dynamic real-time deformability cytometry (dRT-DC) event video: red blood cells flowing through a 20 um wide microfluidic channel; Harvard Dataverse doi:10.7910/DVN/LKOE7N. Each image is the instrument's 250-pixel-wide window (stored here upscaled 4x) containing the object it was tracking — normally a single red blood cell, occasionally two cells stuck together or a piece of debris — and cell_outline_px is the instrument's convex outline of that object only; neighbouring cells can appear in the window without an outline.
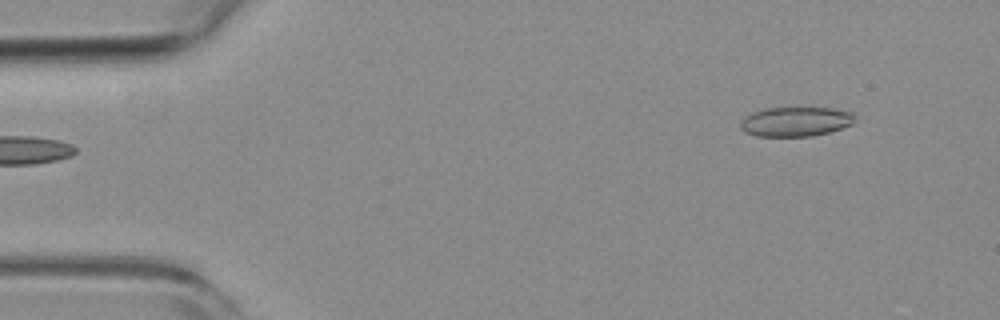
{"species": "common noctule bat (a hibernating species)", "species_latin": "Nyctalus noctula", "temperature_condition": "room temperature", "stored_images_in_passage": 49, "camera_frame_rate_fps": 3000, "um_per_image_px": 0.085, "animal": {"sex": "female", "body_mass_g": 19.3, "forearm_length_mm": 54.1}, "frame": {"image": 1, "passage_image": 1, "time_ms": 0.0, "image_size_px": [1000, 320], "cell_outline_px": [[856, 120], [852, 124], [828, 132], [812, 136], [756, 136], [744, 132], [740, 128], [740, 120], [744, 116], [752, 112], [764, 108], [832, 108], [852, 112]], "centroid_in_image_um": [67.59, 10.33], "position_along_channel_um": 17.4, "area_um2": 19.77}}
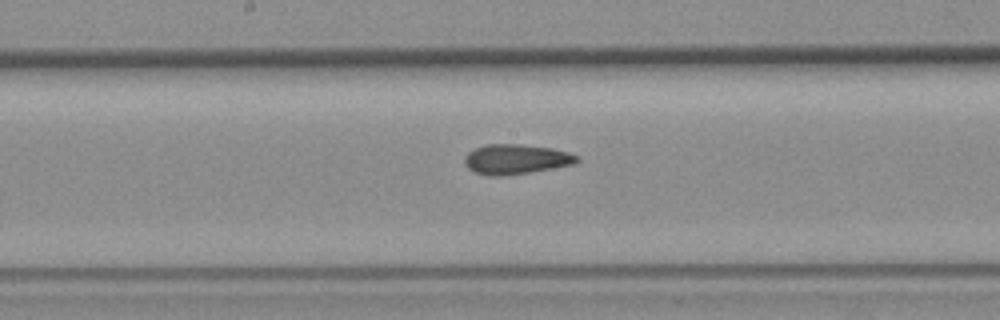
{"frame": {"image": 2, "passage_image": 23, "time_ms": 7.333, "image_size_px": [1000, 320], "cell_outline_px": [[580, 160], [572, 164], [528, 172], [500, 176], [492, 176], [476, 172], [468, 168], [464, 164], [464, 156], [468, 152], [476, 148], [488, 144], [520, 144], [552, 148], [568, 152], [580, 156]], "centroid_in_image_um": [43.84, 13.52], "position_along_channel_um": 204.4, "area_um2": 19.36}}
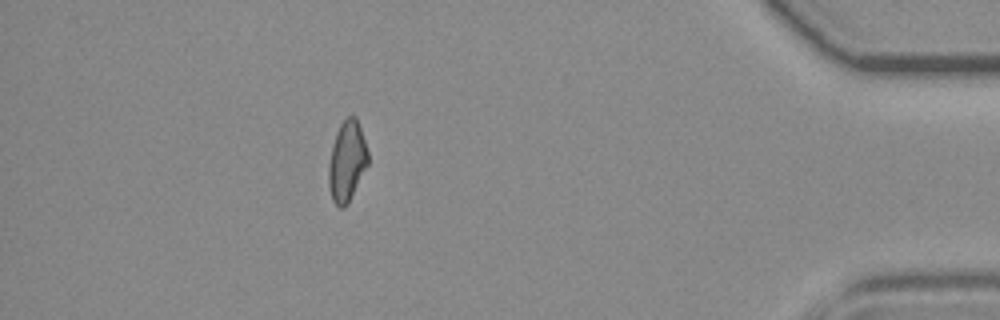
{"frame": {"image": 3, "passage_image": 43, "time_ms": 14.0, "image_size_px": [1000, 320], "cell_outline_px": [[368, 164], [348, 204], [344, 208], [340, 208], [332, 200], [328, 188], [328, 164], [332, 144], [336, 132], [340, 124], [348, 116], [356, 116], [368, 152]], "centroid_in_image_um": [29.47, 13.73], "position_along_channel_um": 405.7, "area_um2": 18.55}, "authors_computed_cell_mechanics": {"area_um2": 19.0162, "velocity_mm_per_s": 3.8326, "shape_relaxation_time_tau1_ms": null, "shape_relaxation_time_tau2_ms": 2.9007, "deformation_change_tau1": null, "deformation_change_tau2": 0.1127}}